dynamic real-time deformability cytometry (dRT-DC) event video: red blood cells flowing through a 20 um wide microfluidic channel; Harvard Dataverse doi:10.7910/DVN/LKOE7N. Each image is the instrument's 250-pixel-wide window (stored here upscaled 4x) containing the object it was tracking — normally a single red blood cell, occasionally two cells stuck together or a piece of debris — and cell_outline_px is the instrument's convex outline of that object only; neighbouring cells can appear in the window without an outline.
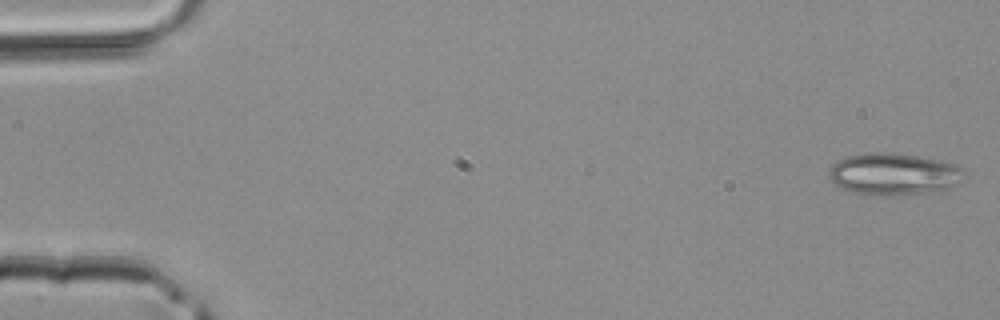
{"species": "common noctule bat (a hibernating species)", "species_latin": "Nyctalus noctula", "temperature_condition": "room temperature", "stored_images_in_passage": 3, "camera_frame_rate_fps": 3000, "um_per_image_px": 0.085, "animal": {"sex": "male", "body_mass_g": 20.4}, "frame": {"image": 1, "passage_image": 1, "time_ms": 0.0, "image_size_px": [1000, 320], "cell_outline_px": [[964, 172], [956, 184], [948, 188], [920, 192], [884, 196], [852, 192], [836, 184], [828, 176], [828, 172], [832, 164], [836, 160], [848, 156], [868, 152], [884, 152], [916, 156], [940, 160], [956, 164]], "centroid_in_image_um": [75.9, 14.77], "position_along_channel_um": 9.1, "area_um2": 32.43}}